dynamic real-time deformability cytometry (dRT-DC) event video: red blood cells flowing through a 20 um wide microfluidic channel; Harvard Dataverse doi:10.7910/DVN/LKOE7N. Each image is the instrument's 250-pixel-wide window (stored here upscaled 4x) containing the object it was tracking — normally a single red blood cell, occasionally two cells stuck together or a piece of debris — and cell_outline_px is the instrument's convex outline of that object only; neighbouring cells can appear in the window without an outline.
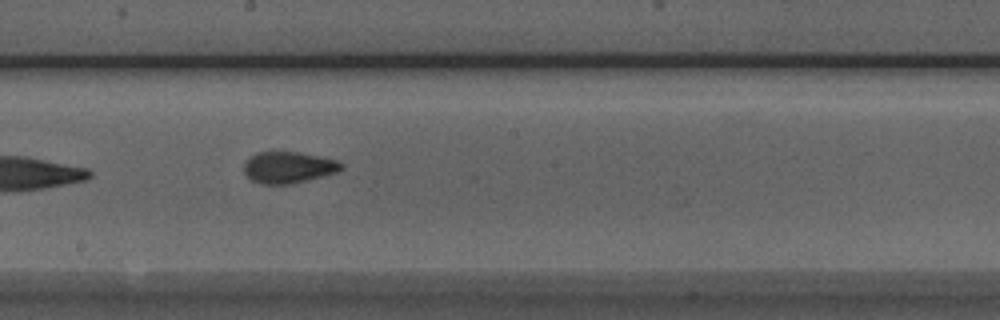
{"species": "Egyptian fruit bat (a non-hibernating species)", "species_latin": "Rousettus aegyptiacus", "temperature_condition": "room temperature", "stored_images_in_passage": 12, "camera_frame_rate_fps": 3000, "um_per_image_px": 0.085, "animal": {"sex": "male"}, "frame": {"image": 1, "passage_image": 6, "time_ms": 1.667, "image_size_px": [1000, 320], "cell_outline_px": [[344, 168], [336, 172], [288, 184], [260, 184], [252, 180], [244, 172], [244, 164], [256, 152], [296, 152], [336, 160], [344, 164]], "centroid_in_image_um": [24.5, 14.22], "position_along_channel_um": 223.7, "area_um2": 17.4}}
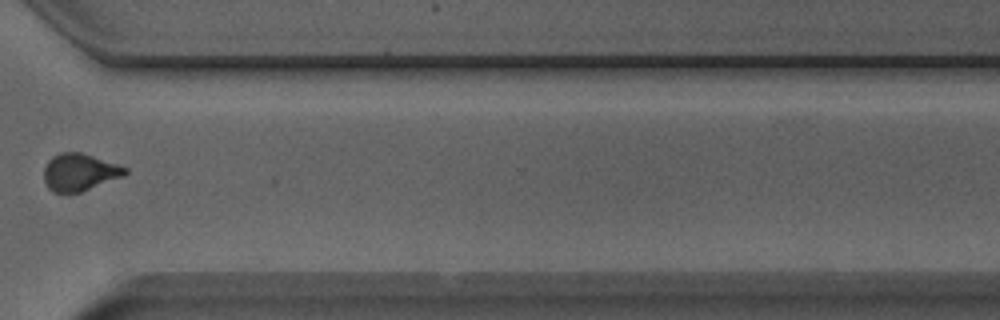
{"frame": {"image": 2, "passage_image": 9, "time_ms": 2.667, "image_size_px": [1000, 320], "cell_outline_px": [[128, 172], [124, 176], [80, 192], [52, 192], [48, 188], [44, 180], [44, 168], [48, 160], [52, 156], [60, 152], [80, 152], [128, 168]], "centroid_in_image_um": [6.74, 14.63], "position_along_channel_um": 363.9, "area_um2": 17.51}}
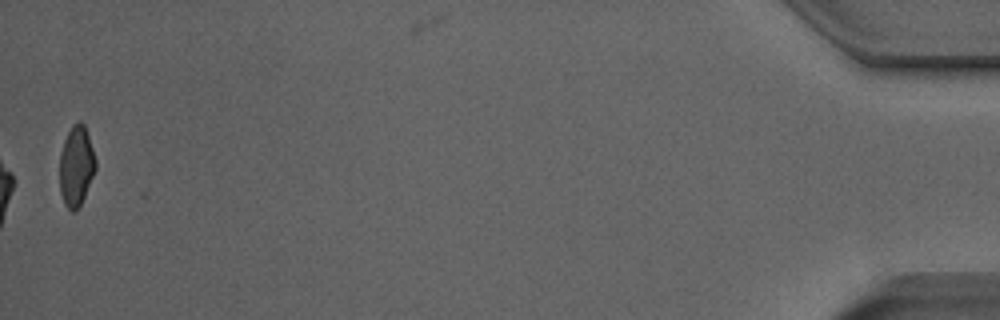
{"frame": {"image": 3, "passage_image": 12, "time_ms": 3.667, "image_size_px": [1000, 320], "cell_outline_px": [[96, 168], [84, 196], [76, 212], [72, 212], [64, 204], [60, 192], [60, 152], [64, 140], [72, 124], [80, 120], [84, 124], [96, 160]], "centroid_in_image_um": [6.47, 14.11], "position_along_channel_um": 428.7, "area_um2": 16.7}}